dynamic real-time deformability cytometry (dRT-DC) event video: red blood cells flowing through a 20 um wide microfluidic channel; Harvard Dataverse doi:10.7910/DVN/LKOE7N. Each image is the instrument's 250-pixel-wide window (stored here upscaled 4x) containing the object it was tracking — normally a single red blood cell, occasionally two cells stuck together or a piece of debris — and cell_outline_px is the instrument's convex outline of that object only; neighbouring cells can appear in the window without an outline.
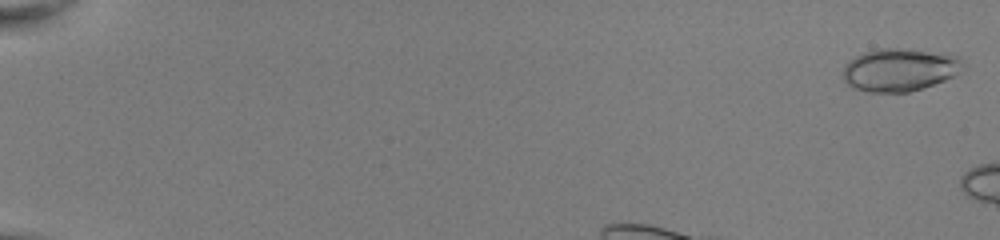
{"species": "common noctule bat (a hibernating species)", "species_latin": "Nyctalus noctula", "temperature_condition": "room temperature", "stored_images_in_passage": 5, "camera_frame_rate_fps": 3000, "um_per_image_px": 0.085, "animal": {"sex": "female", "body_mass_g": 22.0, "forearm_length_mm": 56.7}, "frame": {"image": 1, "passage_image": 1, "time_ms": 0.0, "image_size_px": [1000, 240], "cell_outline_px": [[964, 64], [952, 76], [944, 80], [908, 92], [872, 92], [852, 88], [844, 80], [844, 64], [848, 60], [864, 52], [880, 48], [900, 48], [956, 56]], "centroid_in_image_um": [76.37, 5.93], "position_along_channel_um": 8.6, "area_um2": 29.25}}